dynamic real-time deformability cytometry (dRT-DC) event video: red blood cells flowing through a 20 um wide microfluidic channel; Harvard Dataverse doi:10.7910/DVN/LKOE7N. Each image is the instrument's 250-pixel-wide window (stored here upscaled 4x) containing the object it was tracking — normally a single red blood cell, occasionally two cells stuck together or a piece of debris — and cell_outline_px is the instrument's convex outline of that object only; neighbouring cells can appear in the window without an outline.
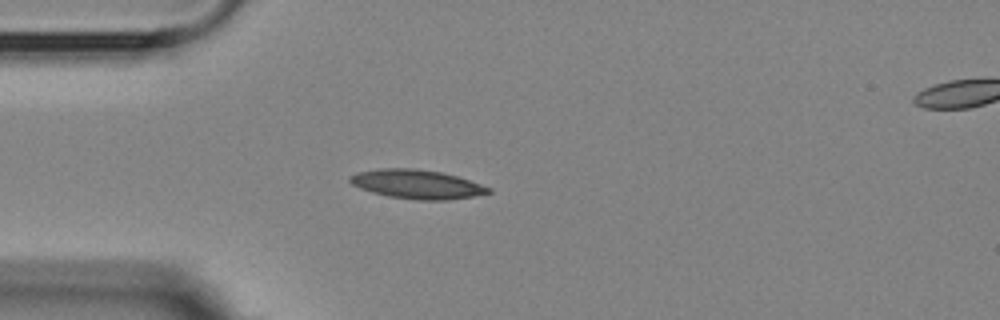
{"species": "Egyptian fruit bat (a non-hibernating species)", "species_latin": "Rousettus aegyptiacus", "temperature_condition": "room temperature", "stored_images_in_passage": 6, "segment_of_instrument_passage": [1, 2], "camera_frame_rate_fps": 3000, "um_per_image_px": 0.085, "animal": {"sex": "female"}, "frame": {"image": 1, "passage_image": 5, "time_ms": 4.333, "image_size_px": [1000, 320], "cell_outline_px": [[492, 192], [472, 196], [448, 200], [416, 200], [388, 196], [372, 192], [360, 188], [352, 184], [348, 180], [348, 176], [360, 172], [380, 168], [416, 168], [440, 172], [456, 176], [492, 188]], "centroid_in_image_um": [35.42, 15.66], "position_along_channel_um": 49.6, "area_um2": 23.29}}